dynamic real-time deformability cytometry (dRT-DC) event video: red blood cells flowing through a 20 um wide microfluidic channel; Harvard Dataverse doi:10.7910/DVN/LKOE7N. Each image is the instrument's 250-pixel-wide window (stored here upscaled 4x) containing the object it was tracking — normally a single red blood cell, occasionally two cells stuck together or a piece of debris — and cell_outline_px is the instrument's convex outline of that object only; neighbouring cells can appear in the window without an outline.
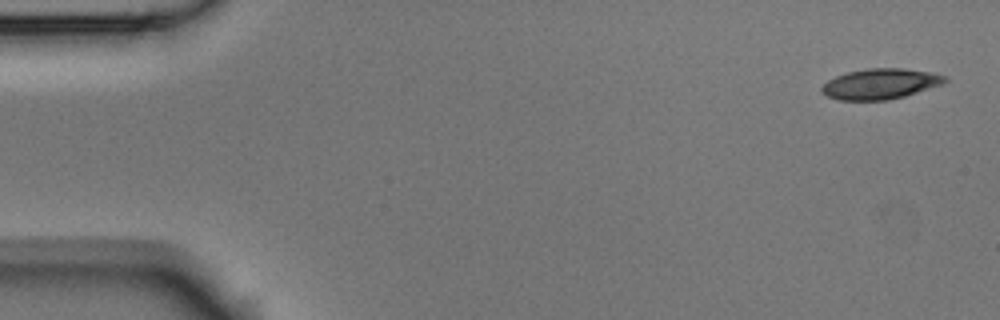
{"species": "Egyptian fruit bat (a non-hibernating species)", "species_latin": "Rousettus aegyptiacus", "temperature_condition": "room temperature", "stored_images_in_passage": 5, "camera_frame_rate_fps": 3000, "um_per_image_px": 0.085, "animal": {"sex": "male"}, "frame": {"image": 1, "passage_image": 1, "time_ms": 0.0, "image_size_px": [1000, 320], "cell_outline_px": [[948, 80], [944, 84], [904, 96], [888, 100], [840, 100], [828, 96], [820, 88], [828, 80], [836, 76], [848, 72], [868, 68], [904, 68], [932, 72], [948, 76]], "centroid_in_image_um": [74.89, 7.12], "position_along_channel_um": 10.1, "area_um2": 21.91}}